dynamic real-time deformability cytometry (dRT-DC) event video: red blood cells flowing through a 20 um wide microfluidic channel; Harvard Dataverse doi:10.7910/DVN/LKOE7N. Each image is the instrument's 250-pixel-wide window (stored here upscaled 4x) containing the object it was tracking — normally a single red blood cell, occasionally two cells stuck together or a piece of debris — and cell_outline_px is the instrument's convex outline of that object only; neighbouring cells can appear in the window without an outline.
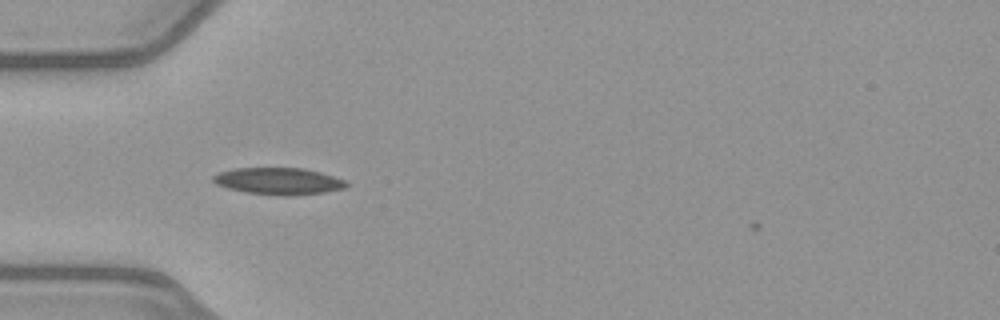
{"species": "common noctule bat (a hibernating species)", "species_latin": "Nyctalus noctula", "temperature_condition": "warm", "stored_images_in_passage": 35, "camera_frame_rate_fps": 3000, "um_per_image_px": 0.085, "animal": {"sex": "female", "body_mass_g": 21.9}, "frame": {"image": 1, "passage_image": 1, "time_ms": 0.0, "image_size_px": [1000, 320], "cell_outline_px": [[348, 184], [344, 188], [324, 192], [288, 196], [248, 192], [228, 188], [216, 184], [212, 180], [212, 176], [220, 172], [236, 168], [304, 168], [320, 172], [344, 180]], "centroid_in_image_um": [23.66, 15.39], "position_along_channel_um": 61.3, "area_um2": 20.52}}
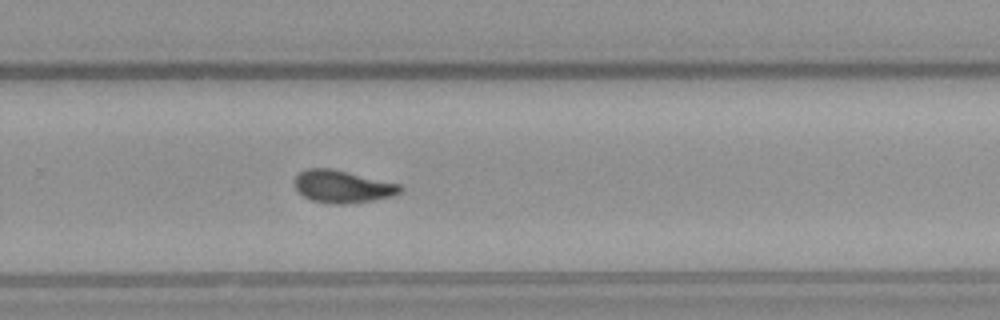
{"frame": {"image": 2, "passage_image": 19, "time_ms": 6.0, "image_size_px": [1000, 320], "cell_outline_px": [[404, 188], [400, 192], [392, 196], [372, 200], [344, 204], [332, 204], [312, 200], [304, 196], [296, 188], [296, 176], [300, 172], [308, 168], [328, 168], [400, 184]], "centroid_in_image_um": [29.12, 15.86], "position_along_channel_um": 300.7, "area_um2": 19.54}}
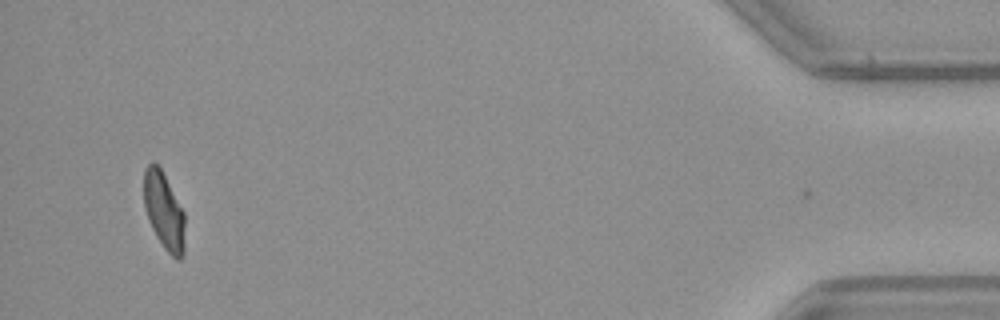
{"frame": {"image": 3, "passage_image": 34, "time_ms": 11.0, "image_size_px": [1000, 320], "cell_outline_px": [[184, 252], [180, 260], [176, 260], [164, 248], [156, 236], [148, 220], [144, 204], [144, 168], [148, 164], [156, 164], [160, 168], [184, 212]], "centroid_in_image_um": [13.93, 17.97], "position_along_channel_um": 421.3, "area_um2": 18.21}, "authors_computed_cell_mechanics": {"area_um2": 19.7098, "velocity_mm_per_s": 4.0156, "shape_relaxation_time_tau1_ms": null, "shape_relaxation_time_tau2_ms": 2.4842, "deformation_change_tau1": null, "deformation_change_tau2": 0.076}}